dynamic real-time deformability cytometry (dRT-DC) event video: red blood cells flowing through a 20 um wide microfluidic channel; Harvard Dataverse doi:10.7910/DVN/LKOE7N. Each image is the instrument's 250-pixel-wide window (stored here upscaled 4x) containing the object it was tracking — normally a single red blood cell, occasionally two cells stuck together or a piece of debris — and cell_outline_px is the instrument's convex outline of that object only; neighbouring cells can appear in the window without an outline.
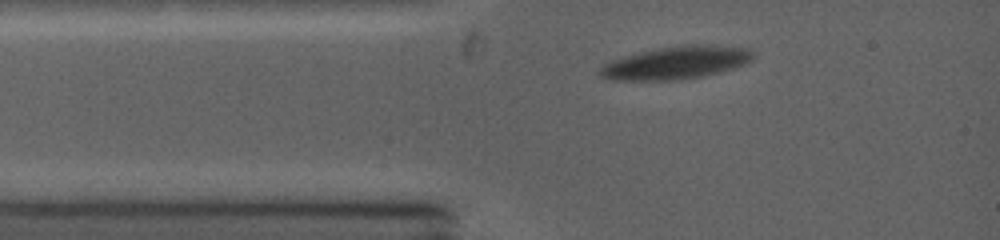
{"species": "common noctule bat (a hibernating species)", "species_latin": "Nyctalus noctula", "temperature_condition": "warm", "stored_images_in_passage": 5, "camera_frame_rate_fps": 5000, "um_per_image_px": 0.085, "animal": {"sex": "female", "body_mass_g": 19.0, "forearm_length_mm": 53.3}, "frame": {"image": 1, "passage_image": 1, "time_ms": 0.0, "image_size_px": [1000, 240], "cell_outline_px": [[752, 56], [748, 60], [740, 64], [728, 68], [696, 76], [664, 80], [640, 80], [604, 76], [600, 72], [600, 68], [604, 64], [628, 56], [644, 52], [668, 48], [740, 48], [752, 52]], "centroid_in_image_um": [57.36, 5.38], "position_along_channel_um": 27.6, "area_um2": 25.43}}